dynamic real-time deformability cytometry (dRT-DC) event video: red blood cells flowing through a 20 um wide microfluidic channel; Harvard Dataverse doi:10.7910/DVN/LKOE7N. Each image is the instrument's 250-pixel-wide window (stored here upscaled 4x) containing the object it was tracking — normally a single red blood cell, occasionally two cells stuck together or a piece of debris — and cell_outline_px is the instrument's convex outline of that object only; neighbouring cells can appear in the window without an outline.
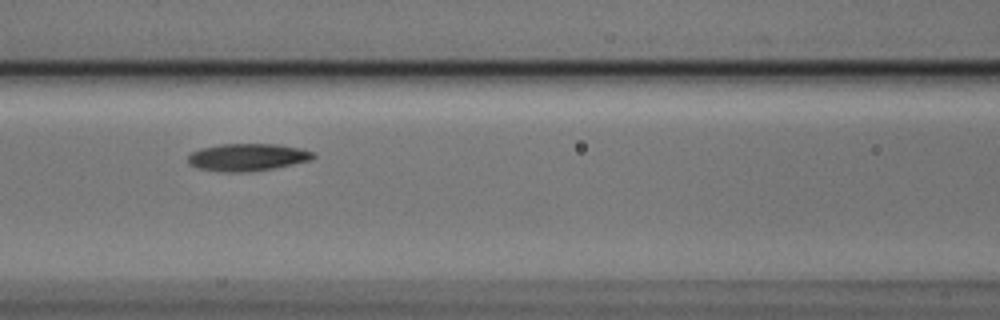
{"species": "Egyptian fruit bat (a non-hibernating species)", "species_latin": "Rousettus aegyptiacus", "temperature_condition": "cold", "stored_images_in_passage": 3, "camera_frame_rate_fps": 3000, "um_per_image_px": 0.085, "animal": {"sex": "male"}, "frame": {"image": 1, "passage_image": 3, "time_ms": 0.667, "image_size_px": [1000, 320], "cell_outline_px": [[316, 156], [312, 160], [272, 168], [248, 172], [224, 172], [200, 168], [188, 164], [188, 156], [192, 152], [200, 148], [220, 144], [276, 144], [300, 148], [312, 152]], "centroid_in_image_um": [21.02, 13.36], "position_along_channel_um": 145.6, "area_um2": 19.88}}